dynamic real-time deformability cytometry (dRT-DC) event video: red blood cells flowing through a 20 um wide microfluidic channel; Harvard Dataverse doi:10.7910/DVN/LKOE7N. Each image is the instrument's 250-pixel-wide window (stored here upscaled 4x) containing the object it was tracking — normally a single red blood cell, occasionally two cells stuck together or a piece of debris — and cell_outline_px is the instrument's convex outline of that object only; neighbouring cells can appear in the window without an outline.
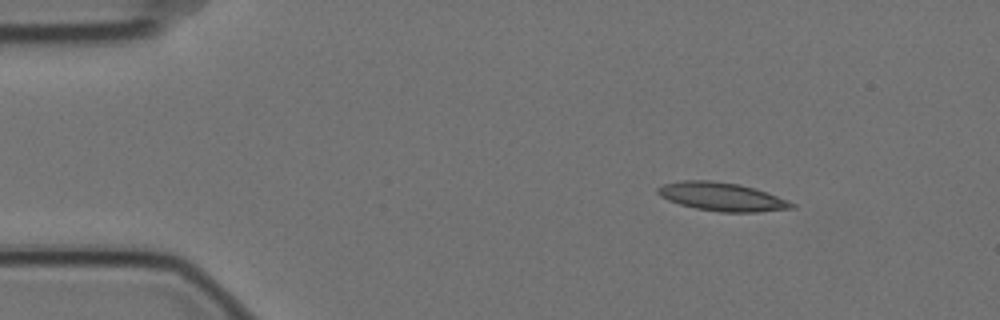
{"species": "Egyptian fruit bat (a non-hibernating species)", "species_latin": "Rousettus aegyptiacus", "temperature_condition": "cold", "stored_images_in_passage": 4, "camera_frame_rate_fps": 3000, "um_per_image_px": 0.085, "animal": {"sex": "female"}, "frame": {"image": 1, "passage_image": 1, "time_ms": 0.0, "image_size_px": [1000, 320], "cell_outline_px": [[796, 208], [756, 212], [720, 212], [696, 208], [680, 204], [668, 200], [660, 196], [656, 192], [656, 188], [664, 184], [680, 180], [708, 180], [740, 184], [756, 188], [788, 200], [796, 204]], "centroid_in_image_um": [61.37, 16.72], "position_along_channel_um": 23.6, "area_um2": 22.31}}